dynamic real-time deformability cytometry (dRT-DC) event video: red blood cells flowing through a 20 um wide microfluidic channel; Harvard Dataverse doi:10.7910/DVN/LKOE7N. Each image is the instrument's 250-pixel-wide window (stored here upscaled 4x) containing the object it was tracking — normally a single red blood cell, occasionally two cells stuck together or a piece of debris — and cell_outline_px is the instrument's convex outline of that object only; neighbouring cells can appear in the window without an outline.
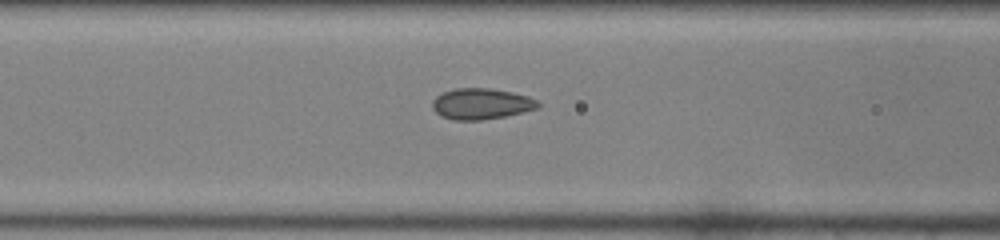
{"species": "common noctule bat (a hibernating species)", "species_latin": "Nyctalus noctula", "temperature_condition": "room temperature", "stored_images_in_passage": 15, "camera_frame_rate_fps": 3000, "um_per_image_px": 0.085, "animal": {"sex": "female", "body_mass_g": 22.0, "forearm_length_mm": 56.7}, "frame": {"image": 1, "passage_image": 13, "time_ms": 4.0, "image_size_px": [1000, 240], "cell_outline_px": [[540, 104], [536, 108], [504, 116], [480, 120], [452, 120], [440, 116], [432, 108], [432, 100], [436, 96], [444, 92], [456, 88], [488, 88], [512, 92], [528, 96], [536, 100]], "centroid_in_image_um": [40.85, 8.82], "position_along_channel_um": 125.7, "area_um2": 18.9}}